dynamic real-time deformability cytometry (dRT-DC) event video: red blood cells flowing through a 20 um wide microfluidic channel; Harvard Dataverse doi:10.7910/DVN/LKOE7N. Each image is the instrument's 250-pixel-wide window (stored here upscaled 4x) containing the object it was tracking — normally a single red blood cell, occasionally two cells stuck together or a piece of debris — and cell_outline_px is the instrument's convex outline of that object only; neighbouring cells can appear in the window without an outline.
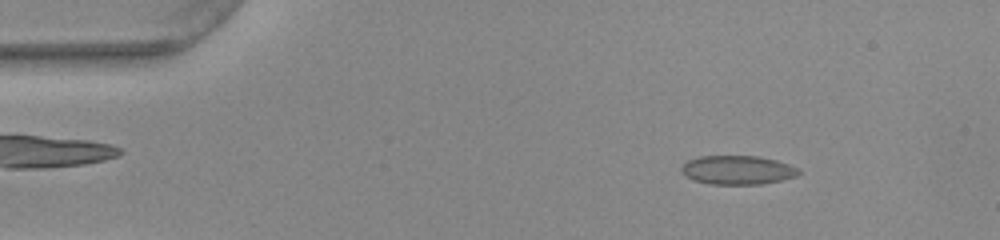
{"species": "common noctule bat (a hibernating species)", "species_latin": "Nyctalus noctula", "temperature_condition": "warm", "stored_images_in_passage": 50, "camera_frame_rate_fps": 3000, "um_per_image_px": 0.085, "animal": {"sex": "female", "body_mass_g": 22.0, "forearm_length_mm": 56.7}, "frame": {"image": 1, "passage_image": 6, "time_ms": 1.667, "image_size_px": [1000, 240], "cell_outline_px": [[800, 172], [796, 176], [764, 184], [708, 184], [692, 180], [684, 176], [680, 172], [680, 168], [688, 160], [700, 156], [756, 156], [776, 160], [788, 164], [796, 168]], "centroid_in_image_um": [62.63, 14.46], "position_along_channel_um": 22.4, "area_um2": 19.77}}
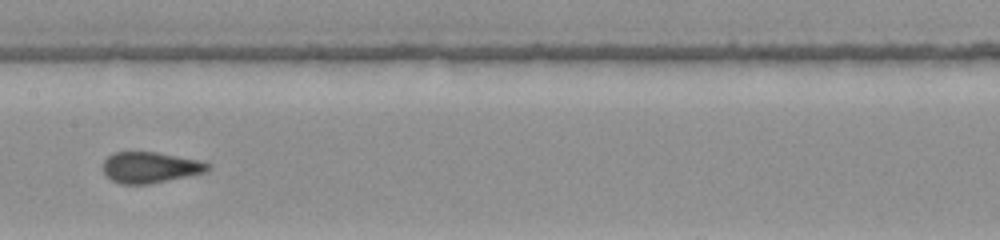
{"frame": {"image": 2, "passage_image": 25, "time_ms": 8.0, "image_size_px": [1000, 240], "cell_outline_px": [[212, 168], [208, 172], [148, 184], [120, 184], [112, 180], [104, 172], [104, 160], [108, 156], [116, 152], [156, 152], [196, 160], [212, 164]], "centroid_in_image_um": [12.8, 14.24], "position_along_channel_um": 194.6, "area_um2": 18.79}}
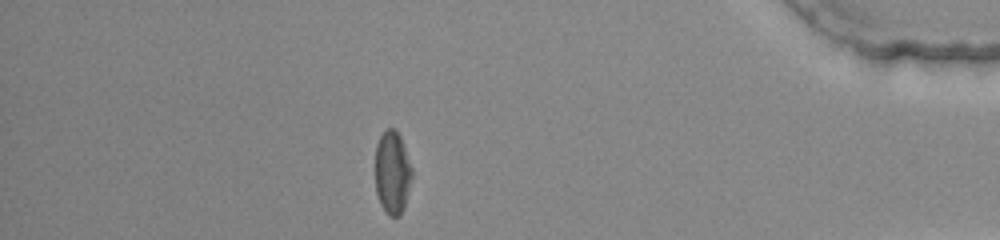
{"frame": {"image": 3, "passage_image": 44, "time_ms": 14.333, "image_size_px": [1000, 240], "cell_outline_px": [[412, 176], [404, 208], [400, 216], [388, 216], [380, 204], [376, 192], [376, 144], [380, 136], [388, 128], [396, 128], [400, 136], [412, 168]], "centroid_in_image_um": [33.35, 14.68], "position_along_channel_um": 401.9, "area_um2": 17.74}, "authors_computed_cell_mechanics": {"area_um2": 19.0162, "velocity_mm_per_s": 3.9482, "shape_relaxation_time_tau1_ms": null, "shape_relaxation_time_tau2_ms": 0.8445, "deformation_change_tau1": null, "deformation_change_tau2": 0.0609}}